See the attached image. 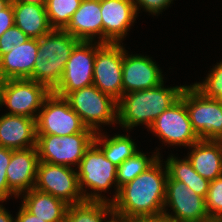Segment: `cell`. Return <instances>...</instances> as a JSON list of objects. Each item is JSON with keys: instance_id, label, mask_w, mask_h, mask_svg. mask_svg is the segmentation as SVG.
<instances>
[{"instance_id": "obj_1", "label": "cell", "mask_w": 222, "mask_h": 222, "mask_svg": "<svg viewBox=\"0 0 222 222\" xmlns=\"http://www.w3.org/2000/svg\"><path fill=\"white\" fill-rule=\"evenodd\" d=\"M162 161L160 157L145 172L119 188L117 198L112 202L115 217L128 219L163 215L168 171Z\"/></svg>"}, {"instance_id": "obj_2", "label": "cell", "mask_w": 222, "mask_h": 222, "mask_svg": "<svg viewBox=\"0 0 222 222\" xmlns=\"http://www.w3.org/2000/svg\"><path fill=\"white\" fill-rule=\"evenodd\" d=\"M186 86L156 87L123 94L117 101V124L127 131L140 124L149 128L155 119L181 97Z\"/></svg>"}, {"instance_id": "obj_3", "label": "cell", "mask_w": 222, "mask_h": 222, "mask_svg": "<svg viewBox=\"0 0 222 222\" xmlns=\"http://www.w3.org/2000/svg\"><path fill=\"white\" fill-rule=\"evenodd\" d=\"M79 42L63 29H52L38 39L37 61L30 80L44 84L52 91L60 82L66 62Z\"/></svg>"}, {"instance_id": "obj_4", "label": "cell", "mask_w": 222, "mask_h": 222, "mask_svg": "<svg viewBox=\"0 0 222 222\" xmlns=\"http://www.w3.org/2000/svg\"><path fill=\"white\" fill-rule=\"evenodd\" d=\"M76 170H78L79 187L85 201L112 203L117 198L119 191L117 189V166L108 160L94 143L85 151ZM113 184L116 191L112 199L101 195L102 192L113 187ZM89 189H92L90 193L87 192Z\"/></svg>"}, {"instance_id": "obj_5", "label": "cell", "mask_w": 222, "mask_h": 222, "mask_svg": "<svg viewBox=\"0 0 222 222\" xmlns=\"http://www.w3.org/2000/svg\"><path fill=\"white\" fill-rule=\"evenodd\" d=\"M65 99L87 128L95 133L101 131L102 124L117 123V101L95 85L73 91Z\"/></svg>"}, {"instance_id": "obj_6", "label": "cell", "mask_w": 222, "mask_h": 222, "mask_svg": "<svg viewBox=\"0 0 222 222\" xmlns=\"http://www.w3.org/2000/svg\"><path fill=\"white\" fill-rule=\"evenodd\" d=\"M81 132L94 131L87 128L64 97L51 92L37 115L36 134L69 136Z\"/></svg>"}, {"instance_id": "obj_7", "label": "cell", "mask_w": 222, "mask_h": 222, "mask_svg": "<svg viewBox=\"0 0 222 222\" xmlns=\"http://www.w3.org/2000/svg\"><path fill=\"white\" fill-rule=\"evenodd\" d=\"M94 136L95 132H81L69 136L37 135L39 161L78 167L85 151L93 143Z\"/></svg>"}, {"instance_id": "obj_8", "label": "cell", "mask_w": 222, "mask_h": 222, "mask_svg": "<svg viewBox=\"0 0 222 222\" xmlns=\"http://www.w3.org/2000/svg\"><path fill=\"white\" fill-rule=\"evenodd\" d=\"M51 91L41 83L30 79H6L0 81V107L10 109L7 114L37 118L43 101Z\"/></svg>"}, {"instance_id": "obj_9", "label": "cell", "mask_w": 222, "mask_h": 222, "mask_svg": "<svg viewBox=\"0 0 222 222\" xmlns=\"http://www.w3.org/2000/svg\"><path fill=\"white\" fill-rule=\"evenodd\" d=\"M185 106L193 130L200 140L222 137V103L205 97L193 85L185 87Z\"/></svg>"}, {"instance_id": "obj_10", "label": "cell", "mask_w": 222, "mask_h": 222, "mask_svg": "<svg viewBox=\"0 0 222 222\" xmlns=\"http://www.w3.org/2000/svg\"><path fill=\"white\" fill-rule=\"evenodd\" d=\"M123 45L95 42L93 85L118 101L122 87Z\"/></svg>"}, {"instance_id": "obj_11", "label": "cell", "mask_w": 222, "mask_h": 222, "mask_svg": "<svg viewBox=\"0 0 222 222\" xmlns=\"http://www.w3.org/2000/svg\"><path fill=\"white\" fill-rule=\"evenodd\" d=\"M148 129L170 146L190 147L200 140L192 128L185 106V88L180 99L161 113Z\"/></svg>"}, {"instance_id": "obj_12", "label": "cell", "mask_w": 222, "mask_h": 222, "mask_svg": "<svg viewBox=\"0 0 222 222\" xmlns=\"http://www.w3.org/2000/svg\"><path fill=\"white\" fill-rule=\"evenodd\" d=\"M168 207L173 210L174 214L167 212ZM163 215L171 222H205L210 220L205 198L196 194L184 182L172 180L169 176L166 182Z\"/></svg>"}, {"instance_id": "obj_13", "label": "cell", "mask_w": 222, "mask_h": 222, "mask_svg": "<svg viewBox=\"0 0 222 222\" xmlns=\"http://www.w3.org/2000/svg\"><path fill=\"white\" fill-rule=\"evenodd\" d=\"M34 188L51 194L68 205L85 201L79 187L77 170L76 168L74 170L73 167L39 161Z\"/></svg>"}, {"instance_id": "obj_14", "label": "cell", "mask_w": 222, "mask_h": 222, "mask_svg": "<svg viewBox=\"0 0 222 222\" xmlns=\"http://www.w3.org/2000/svg\"><path fill=\"white\" fill-rule=\"evenodd\" d=\"M95 41H79L73 48L59 84L51 91L60 97L93 85Z\"/></svg>"}, {"instance_id": "obj_15", "label": "cell", "mask_w": 222, "mask_h": 222, "mask_svg": "<svg viewBox=\"0 0 222 222\" xmlns=\"http://www.w3.org/2000/svg\"><path fill=\"white\" fill-rule=\"evenodd\" d=\"M126 52L123 47V94L153 88L164 82L161 68L151 57Z\"/></svg>"}, {"instance_id": "obj_16", "label": "cell", "mask_w": 222, "mask_h": 222, "mask_svg": "<svg viewBox=\"0 0 222 222\" xmlns=\"http://www.w3.org/2000/svg\"><path fill=\"white\" fill-rule=\"evenodd\" d=\"M103 43H121L137 18L133 0H100Z\"/></svg>"}, {"instance_id": "obj_17", "label": "cell", "mask_w": 222, "mask_h": 222, "mask_svg": "<svg viewBox=\"0 0 222 222\" xmlns=\"http://www.w3.org/2000/svg\"><path fill=\"white\" fill-rule=\"evenodd\" d=\"M39 157L37 148L12 150L11 160L6 168L9 190L14 197L19 196L35 187Z\"/></svg>"}, {"instance_id": "obj_18", "label": "cell", "mask_w": 222, "mask_h": 222, "mask_svg": "<svg viewBox=\"0 0 222 222\" xmlns=\"http://www.w3.org/2000/svg\"><path fill=\"white\" fill-rule=\"evenodd\" d=\"M63 30L79 41L94 42L98 37L97 41L103 43L100 0H82L80 7Z\"/></svg>"}, {"instance_id": "obj_19", "label": "cell", "mask_w": 222, "mask_h": 222, "mask_svg": "<svg viewBox=\"0 0 222 222\" xmlns=\"http://www.w3.org/2000/svg\"><path fill=\"white\" fill-rule=\"evenodd\" d=\"M36 119L4 114L0 117V147L12 150L36 146Z\"/></svg>"}, {"instance_id": "obj_20", "label": "cell", "mask_w": 222, "mask_h": 222, "mask_svg": "<svg viewBox=\"0 0 222 222\" xmlns=\"http://www.w3.org/2000/svg\"><path fill=\"white\" fill-rule=\"evenodd\" d=\"M38 39L26 42L0 57V81L30 79L37 59Z\"/></svg>"}, {"instance_id": "obj_21", "label": "cell", "mask_w": 222, "mask_h": 222, "mask_svg": "<svg viewBox=\"0 0 222 222\" xmlns=\"http://www.w3.org/2000/svg\"><path fill=\"white\" fill-rule=\"evenodd\" d=\"M189 149L187 159L201 177L212 181L222 176V145L219 141L199 140Z\"/></svg>"}, {"instance_id": "obj_22", "label": "cell", "mask_w": 222, "mask_h": 222, "mask_svg": "<svg viewBox=\"0 0 222 222\" xmlns=\"http://www.w3.org/2000/svg\"><path fill=\"white\" fill-rule=\"evenodd\" d=\"M22 195L21 205L40 220L45 222H65L69 207L65 201L35 188Z\"/></svg>"}, {"instance_id": "obj_23", "label": "cell", "mask_w": 222, "mask_h": 222, "mask_svg": "<svg viewBox=\"0 0 222 222\" xmlns=\"http://www.w3.org/2000/svg\"><path fill=\"white\" fill-rule=\"evenodd\" d=\"M45 6L12 3L14 24L31 39H39L48 34L53 28L49 23Z\"/></svg>"}, {"instance_id": "obj_24", "label": "cell", "mask_w": 222, "mask_h": 222, "mask_svg": "<svg viewBox=\"0 0 222 222\" xmlns=\"http://www.w3.org/2000/svg\"><path fill=\"white\" fill-rule=\"evenodd\" d=\"M128 135L116 134L108 137L101 131L96 132L93 143L103 152L105 157L115 166L122 164L127 158L132 157L139 150L137 145Z\"/></svg>"}, {"instance_id": "obj_25", "label": "cell", "mask_w": 222, "mask_h": 222, "mask_svg": "<svg viewBox=\"0 0 222 222\" xmlns=\"http://www.w3.org/2000/svg\"><path fill=\"white\" fill-rule=\"evenodd\" d=\"M165 162L168 176L172 180H179L184 182L196 194L206 198L209 182L207 179L201 177L194 169L191 162L186 158L178 159L173 155H169Z\"/></svg>"}, {"instance_id": "obj_26", "label": "cell", "mask_w": 222, "mask_h": 222, "mask_svg": "<svg viewBox=\"0 0 222 222\" xmlns=\"http://www.w3.org/2000/svg\"><path fill=\"white\" fill-rule=\"evenodd\" d=\"M109 216H114L111 202L84 201L69 205L65 222H108Z\"/></svg>"}, {"instance_id": "obj_27", "label": "cell", "mask_w": 222, "mask_h": 222, "mask_svg": "<svg viewBox=\"0 0 222 222\" xmlns=\"http://www.w3.org/2000/svg\"><path fill=\"white\" fill-rule=\"evenodd\" d=\"M155 153V154H154ZM150 157L141 151L136 152L132 157L127 158L117 167V189L132 181L138 175L145 172L160 157V152H154Z\"/></svg>"}, {"instance_id": "obj_28", "label": "cell", "mask_w": 222, "mask_h": 222, "mask_svg": "<svg viewBox=\"0 0 222 222\" xmlns=\"http://www.w3.org/2000/svg\"><path fill=\"white\" fill-rule=\"evenodd\" d=\"M82 0H46V13L53 29H64Z\"/></svg>"}, {"instance_id": "obj_29", "label": "cell", "mask_w": 222, "mask_h": 222, "mask_svg": "<svg viewBox=\"0 0 222 222\" xmlns=\"http://www.w3.org/2000/svg\"><path fill=\"white\" fill-rule=\"evenodd\" d=\"M205 80L194 83L193 86L205 97L216 99L222 103V61L209 71Z\"/></svg>"}, {"instance_id": "obj_30", "label": "cell", "mask_w": 222, "mask_h": 222, "mask_svg": "<svg viewBox=\"0 0 222 222\" xmlns=\"http://www.w3.org/2000/svg\"><path fill=\"white\" fill-rule=\"evenodd\" d=\"M206 209L210 219H222V176L209 182Z\"/></svg>"}, {"instance_id": "obj_31", "label": "cell", "mask_w": 222, "mask_h": 222, "mask_svg": "<svg viewBox=\"0 0 222 222\" xmlns=\"http://www.w3.org/2000/svg\"><path fill=\"white\" fill-rule=\"evenodd\" d=\"M28 39L29 37L14 24L0 36V57Z\"/></svg>"}, {"instance_id": "obj_32", "label": "cell", "mask_w": 222, "mask_h": 222, "mask_svg": "<svg viewBox=\"0 0 222 222\" xmlns=\"http://www.w3.org/2000/svg\"><path fill=\"white\" fill-rule=\"evenodd\" d=\"M12 149L0 147V202H4L14 194L9 190L6 168L11 160Z\"/></svg>"}, {"instance_id": "obj_33", "label": "cell", "mask_w": 222, "mask_h": 222, "mask_svg": "<svg viewBox=\"0 0 222 222\" xmlns=\"http://www.w3.org/2000/svg\"><path fill=\"white\" fill-rule=\"evenodd\" d=\"M173 0H133L135 10L138 14L139 9L143 8L152 15H159L163 9H167Z\"/></svg>"}, {"instance_id": "obj_34", "label": "cell", "mask_w": 222, "mask_h": 222, "mask_svg": "<svg viewBox=\"0 0 222 222\" xmlns=\"http://www.w3.org/2000/svg\"><path fill=\"white\" fill-rule=\"evenodd\" d=\"M14 25V12L12 3L0 11V36Z\"/></svg>"}, {"instance_id": "obj_35", "label": "cell", "mask_w": 222, "mask_h": 222, "mask_svg": "<svg viewBox=\"0 0 222 222\" xmlns=\"http://www.w3.org/2000/svg\"><path fill=\"white\" fill-rule=\"evenodd\" d=\"M15 220L16 222H45L28 212L22 205L17 216L15 217Z\"/></svg>"}, {"instance_id": "obj_36", "label": "cell", "mask_w": 222, "mask_h": 222, "mask_svg": "<svg viewBox=\"0 0 222 222\" xmlns=\"http://www.w3.org/2000/svg\"><path fill=\"white\" fill-rule=\"evenodd\" d=\"M124 222H171L165 215L156 217H134L124 219Z\"/></svg>"}, {"instance_id": "obj_37", "label": "cell", "mask_w": 222, "mask_h": 222, "mask_svg": "<svg viewBox=\"0 0 222 222\" xmlns=\"http://www.w3.org/2000/svg\"><path fill=\"white\" fill-rule=\"evenodd\" d=\"M0 222H16L15 218L0 204Z\"/></svg>"}, {"instance_id": "obj_38", "label": "cell", "mask_w": 222, "mask_h": 222, "mask_svg": "<svg viewBox=\"0 0 222 222\" xmlns=\"http://www.w3.org/2000/svg\"><path fill=\"white\" fill-rule=\"evenodd\" d=\"M11 3H25L33 5H46V0H10Z\"/></svg>"}, {"instance_id": "obj_39", "label": "cell", "mask_w": 222, "mask_h": 222, "mask_svg": "<svg viewBox=\"0 0 222 222\" xmlns=\"http://www.w3.org/2000/svg\"><path fill=\"white\" fill-rule=\"evenodd\" d=\"M10 3V0H0V11L5 9Z\"/></svg>"}, {"instance_id": "obj_40", "label": "cell", "mask_w": 222, "mask_h": 222, "mask_svg": "<svg viewBox=\"0 0 222 222\" xmlns=\"http://www.w3.org/2000/svg\"><path fill=\"white\" fill-rule=\"evenodd\" d=\"M108 219H109L108 222H124V219H120V218H117L115 216H113L111 218L109 217Z\"/></svg>"}, {"instance_id": "obj_41", "label": "cell", "mask_w": 222, "mask_h": 222, "mask_svg": "<svg viewBox=\"0 0 222 222\" xmlns=\"http://www.w3.org/2000/svg\"><path fill=\"white\" fill-rule=\"evenodd\" d=\"M205 222H222V219H210L208 221Z\"/></svg>"}, {"instance_id": "obj_42", "label": "cell", "mask_w": 222, "mask_h": 222, "mask_svg": "<svg viewBox=\"0 0 222 222\" xmlns=\"http://www.w3.org/2000/svg\"><path fill=\"white\" fill-rule=\"evenodd\" d=\"M220 143H221V145H222V137L218 140Z\"/></svg>"}]
</instances>
